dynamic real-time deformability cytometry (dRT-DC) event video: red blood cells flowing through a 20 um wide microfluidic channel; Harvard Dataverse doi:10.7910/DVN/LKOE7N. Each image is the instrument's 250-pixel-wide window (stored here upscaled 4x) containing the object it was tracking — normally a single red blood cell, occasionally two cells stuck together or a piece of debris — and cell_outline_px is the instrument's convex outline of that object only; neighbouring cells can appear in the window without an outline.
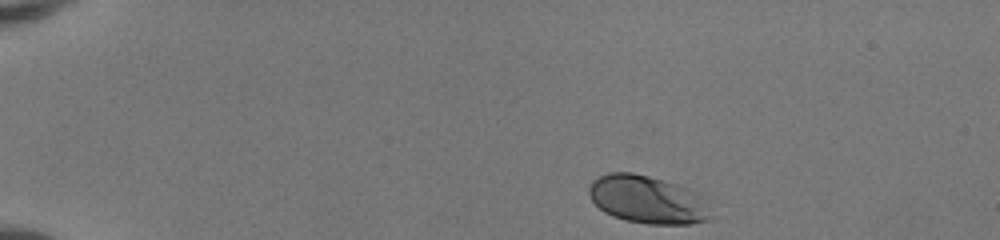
{"species": "human", "species_latin": "Homo sapiens", "temperature_condition": "room temperature", "stored_images_in_passage": 39, "camera_frame_rate_fps": 3000, "um_per_image_px": 0.085, "donor": {"sex": "female"}, "frame": {"image": 1, "passage_image": 1, "time_ms": 0.0, "image_size_px": [1000, 240], "cell_outline_px": [[712, 220], [688, 224], [648, 224], [624, 220], [612, 216], [604, 212], [592, 200], [588, 192], [588, 188], [592, 180], [608, 172], [632, 172], [648, 176], [676, 184], [696, 192], [712, 216]], "centroid_in_image_um": [54.99, 16.97], "position_along_channel_um": 30.0, "area_um2": 33.76}}
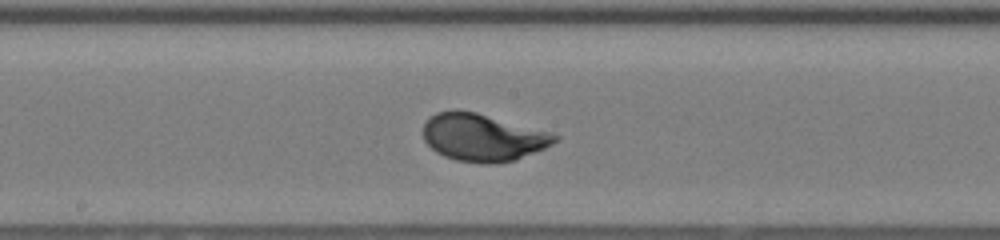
{"frame": {"image": 2, "passage_image": 21, "time_ms": 6.667, "image_size_px": [1000, 240], "cell_outline_px": [[560, 140], [544, 148], [516, 160], [496, 164], [480, 164], [456, 160], [444, 156], [436, 152], [424, 140], [424, 124], [436, 112], [456, 108], [476, 112], [548, 132], [560, 136]], "centroid_in_image_um": [41.03, 11.69], "position_along_channel_um": 207.2, "area_um2": 36.41}}
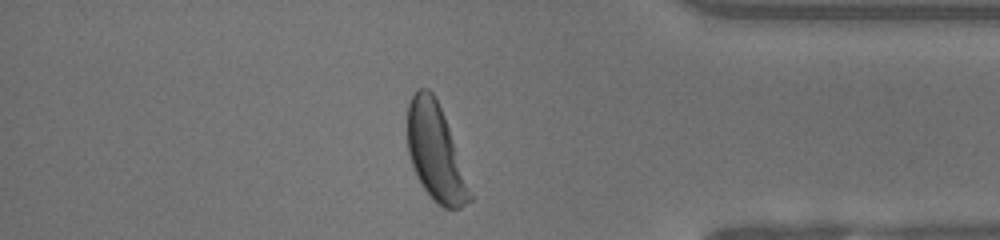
{"frame": {"image": 3, "passage_image": 36, "time_ms": 11.667, "image_size_px": [1000, 240], "cell_outline_px": [[472, 200], [460, 208], [444, 208], [424, 188], [416, 176], [408, 152], [408, 104], [416, 88], [428, 88], [432, 92], [444, 116], [472, 196]], "centroid_in_image_um": [36.99, 12.93], "position_along_channel_um": 398.2, "area_um2": 33.99}, "authors_computed_cell_mechanics": {"area_um2": 35.258, "velocity_mm_per_s": 4.1356, "shape_relaxation_time_tau1_ms": 1.7289, "shape_relaxation_time_tau2_ms": null, "deformation_change_tau1": 0.1461, "deformation_change_tau2": null}}